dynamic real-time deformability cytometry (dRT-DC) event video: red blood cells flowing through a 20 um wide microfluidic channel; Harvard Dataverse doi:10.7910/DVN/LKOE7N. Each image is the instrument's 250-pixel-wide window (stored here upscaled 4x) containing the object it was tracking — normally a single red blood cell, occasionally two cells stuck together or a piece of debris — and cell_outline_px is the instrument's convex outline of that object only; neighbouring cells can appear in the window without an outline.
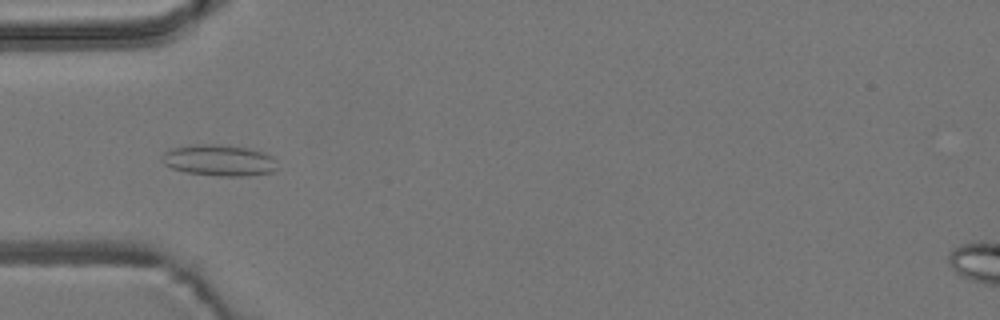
{"species": "common noctule bat (a hibernating species)", "species_latin": "Nyctalus noctula", "temperature_condition": "room temperature", "stored_images_in_passage": 6, "camera_frame_rate_fps": 3000, "um_per_image_px": 0.085, "animal": {"sex": "male", "body_mass_g": 19.2, "forearm_length_mm": 51.8}, "frame": {"image": 1, "passage_image": 4, "time_ms": 1.0, "image_size_px": [1000, 320], "cell_outline_px": [[276, 168], [272, 172], [248, 176], [220, 176], [188, 172], [172, 168], [164, 164], [160, 160], [160, 156], [164, 152], [172, 148], [196, 144], [216, 144], [248, 148], [264, 152], [272, 156], [276, 160]], "centroid_in_image_um": [18.62, 13.62], "position_along_channel_um": 66.4, "area_um2": 21.04}}
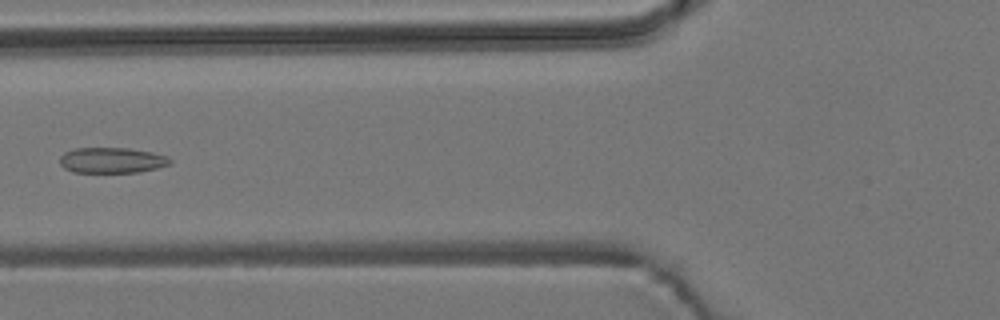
{"frame": {"image": 2, "passage_image": 5, "time_ms": 1.333, "image_size_px": [1000, 320], "cell_outline_px": [[172, 160], [168, 164], [156, 168], [140, 172], [72, 172], [64, 168], [60, 164], [60, 156], [64, 152], [76, 148], [128, 148], [152, 152], [168, 156]], "centroid_in_image_um": [9.49, 13.62], "position_along_channel_um": 116.3, "area_um2": 16.42}}
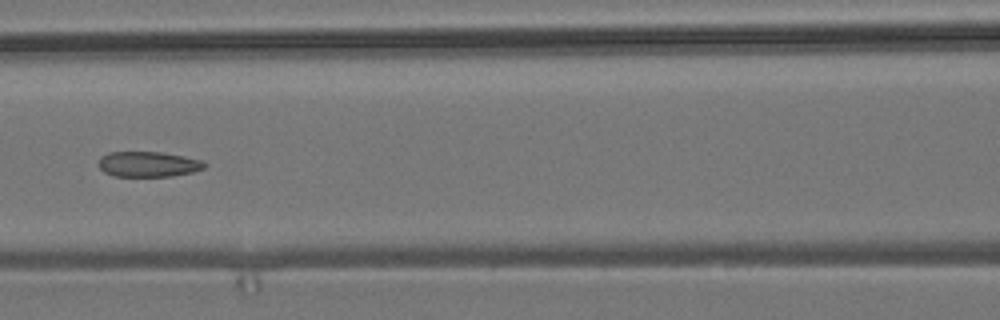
{"frame": {"image": 3, "passage_image": 6, "time_ms": 1.667, "image_size_px": [1000, 320], "cell_outline_px": [[208, 164], [204, 168], [192, 172], [172, 176], [112, 176], [104, 172], [96, 164], [100, 156], [108, 152], [164, 152], [184, 156], [200, 160]], "centroid_in_image_um": [12.56, 13.95], "position_along_channel_um": 154.0, "area_um2": 15.84}}